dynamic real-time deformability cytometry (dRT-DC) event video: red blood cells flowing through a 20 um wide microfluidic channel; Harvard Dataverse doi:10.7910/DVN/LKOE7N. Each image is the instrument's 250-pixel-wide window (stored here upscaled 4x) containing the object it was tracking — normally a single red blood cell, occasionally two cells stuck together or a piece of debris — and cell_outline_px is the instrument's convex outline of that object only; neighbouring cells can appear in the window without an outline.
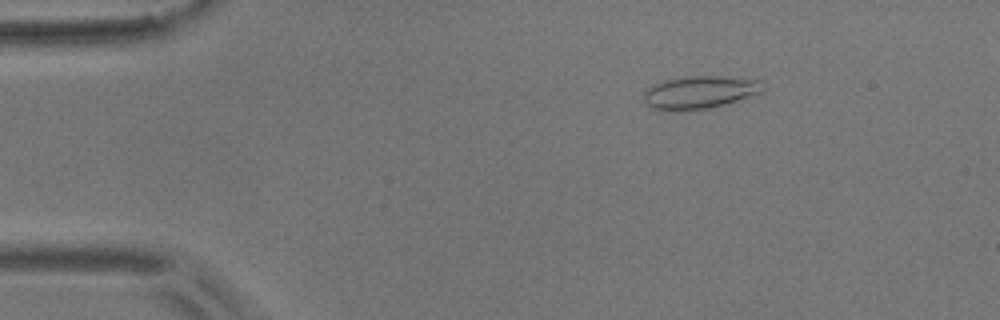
{"species": "common noctule bat (a hibernating species)", "species_latin": "Nyctalus noctula", "temperature_condition": "room temperature", "stored_images_in_passage": 48, "camera_frame_rate_fps": 3000, "um_per_image_px": 0.085, "animal": {"sex": "male", "body_mass_g": 17.9}, "frame": {"image": 1, "passage_image": 3, "time_ms": 0.667, "image_size_px": [1000, 320], "cell_outline_px": [[768, 88], [760, 92], [712, 108], [652, 108], [644, 100], [644, 88], [652, 84], [664, 80], [684, 76], [740, 76], [764, 80]], "centroid_in_image_um": [59.58, 7.76], "position_along_channel_um": 25.4, "area_um2": 22.66}}
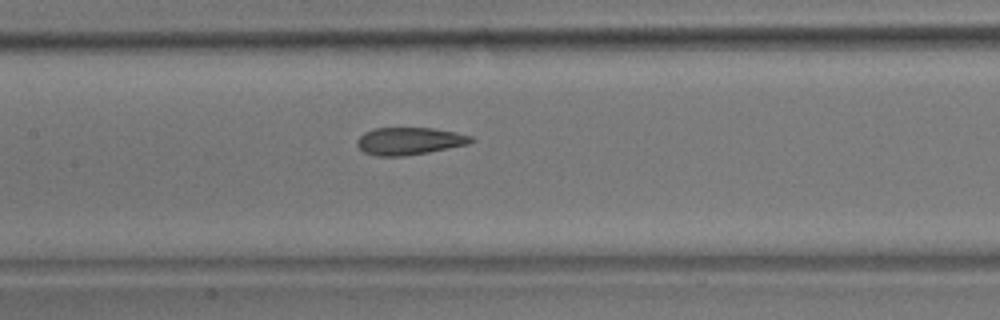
{"frame": {"image": 2, "passage_image": 20, "time_ms": 6.333, "image_size_px": [1000, 320], "cell_outline_px": [[476, 140], [468, 144], [428, 152], [404, 156], [376, 156], [364, 152], [356, 144], [356, 140], [364, 132], [376, 128], [432, 128], [456, 132], [472, 136]], "centroid_in_image_um": [34.79, 11.99], "position_along_channel_um": 172.6, "area_um2": 18.21}}
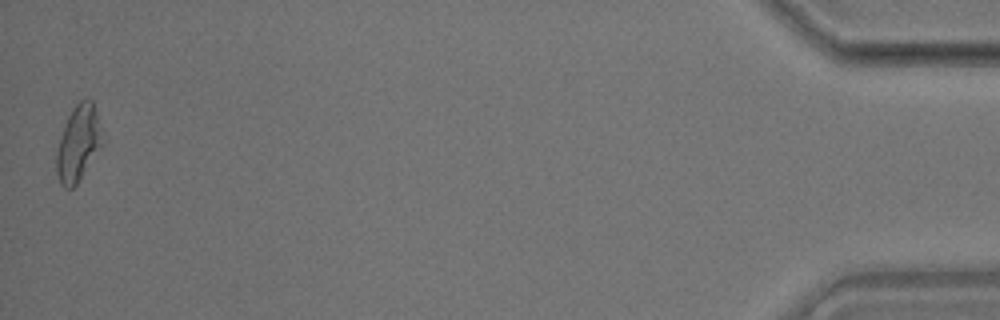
{"frame": {"image": 3, "passage_image": 48, "time_ms": 15.667, "image_size_px": [1000, 320], "cell_outline_px": [[104, 144], [76, 184], [72, 188], [64, 188], [60, 184], [56, 172], [56, 152], [64, 124], [72, 108], [84, 96], [92, 100], [96, 112]], "centroid_in_image_um": [6.65, 12.17], "position_along_channel_um": 428.6, "area_um2": 20.29}, "authors_computed_cell_mechanics": {"area_um2": 19.2185, "velocity_mm_per_s": 3.7229, "shape_relaxation_time_tau1_ms": null, "shape_relaxation_time_tau2_ms": 1.4474, "deformation_change_tau1": null, "deformation_change_tau2": 0.0856}}